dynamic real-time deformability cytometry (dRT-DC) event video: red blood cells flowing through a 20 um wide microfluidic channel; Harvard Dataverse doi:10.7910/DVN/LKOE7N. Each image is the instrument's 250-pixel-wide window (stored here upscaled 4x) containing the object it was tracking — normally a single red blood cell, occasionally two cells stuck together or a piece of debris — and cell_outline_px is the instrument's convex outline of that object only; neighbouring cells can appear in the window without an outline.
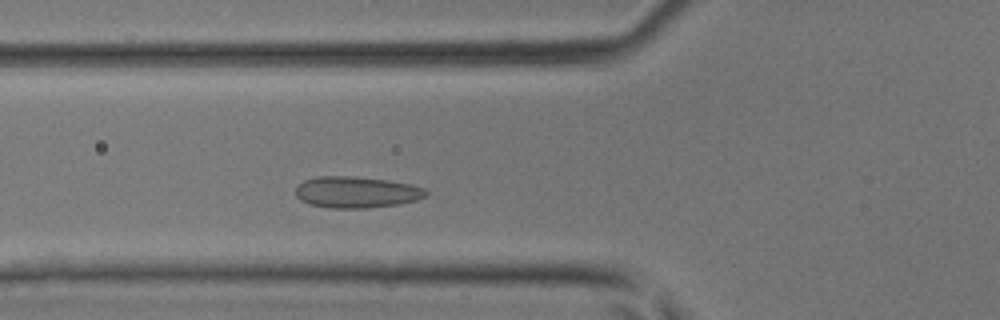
{"species": "common noctule bat (a hibernating species)", "species_latin": "Nyctalus noctula", "temperature_condition": "room temperature", "stored_images_in_passage": 38, "camera_frame_rate_fps": 3000, "um_per_image_px": 0.085, "animal": {"sex": "male", "body_mass_g": 17.9, "forearm_length_mm": 54.2}, "frame": {"image": 1, "passage_image": 10, "time_ms": 3.0, "image_size_px": [1000, 320], "cell_outline_px": [[428, 192], [424, 196], [416, 200], [400, 204], [368, 208], [332, 208], [308, 204], [300, 200], [296, 196], [296, 188], [304, 180], [320, 176], [348, 176], [388, 180], [412, 184], [424, 188]], "centroid_in_image_um": [30.3, 16.34], "position_along_channel_um": 95.5, "area_um2": 23.81}}
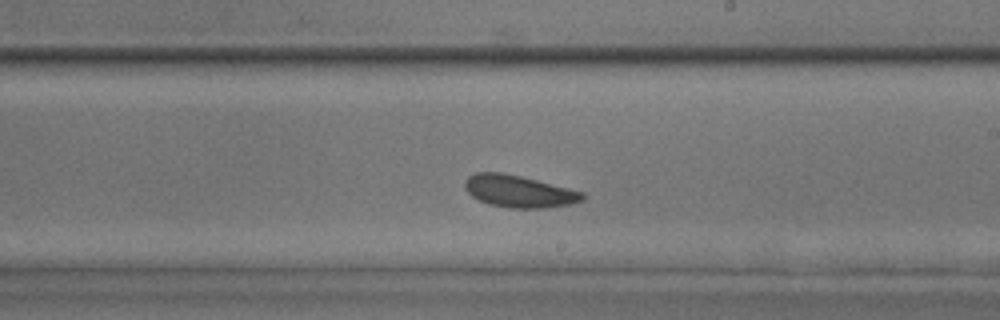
{"frame": {"image": 2, "passage_image": 20, "time_ms": 6.333, "image_size_px": [1000, 320], "cell_outline_px": [[584, 200], [572, 204], [544, 208], [508, 208], [488, 204], [472, 196], [464, 188], [464, 180], [468, 176], [476, 172], [504, 172], [584, 192]], "centroid_in_image_um": [44.09, 16.26], "position_along_channel_um": 244.9, "area_um2": 22.08}}
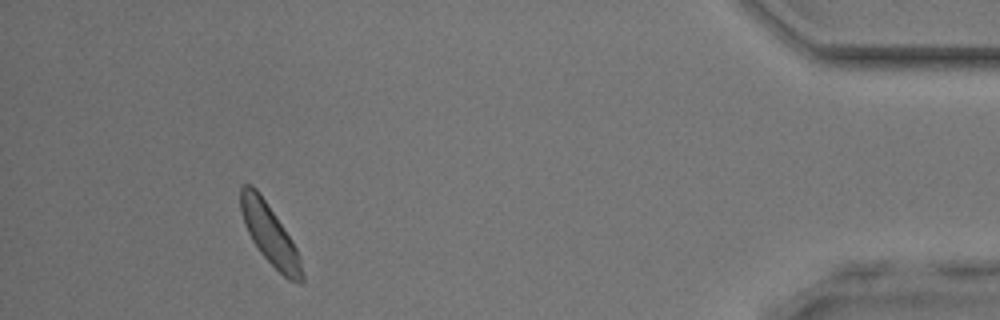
{"frame": {"image": 3, "passage_image": 35, "time_ms": 11.333, "image_size_px": [1000, 320], "cell_outline_px": [[304, 280], [300, 284], [288, 280], [260, 252], [252, 240], [244, 224], [240, 212], [240, 188], [244, 184], [252, 184], [256, 188], [284, 228], [292, 240], [300, 256], [304, 276]], "centroid_in_image_um": [22.93, 19.93], "position_along_channel_um": 412.3, "area_um2": 21.33}}